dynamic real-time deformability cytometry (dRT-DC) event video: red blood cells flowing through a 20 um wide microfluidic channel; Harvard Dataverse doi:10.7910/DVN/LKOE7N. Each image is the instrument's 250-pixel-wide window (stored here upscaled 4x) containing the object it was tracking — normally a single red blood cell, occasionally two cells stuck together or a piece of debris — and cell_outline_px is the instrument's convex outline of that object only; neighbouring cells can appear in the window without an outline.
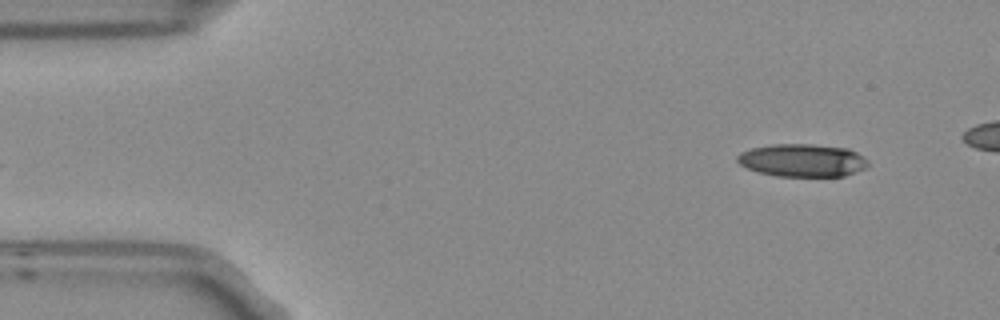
{"species": "Egyptian fruit bat (a non-hibernating species)", "species_latin": "Rousettus aegyptiacus", "temperature_condition": "room temperature", "stored_images_in_passage": 5, "camera_frame_rate_fps": 3000, "um_per_image_px": 0.085, "frame": {"image": 1, "passage_image": 5, "time_ms": 1.333, "image_size_px": [1000, 320], "cell_outline_px": [[868, 164], [864, 168], [844, 176], [776, 176], [760, 172], [748, 168], [740, 164], [736, 160], [736, 156], [740, 152], [752, 148], [772, 144], [812, 144], [848, 148], [864, 156], [868, 160]], "centroid_in_image_um": [68.2, 13.62], "position_along_channel_um": 16.8, "area_um2": 24.97}}